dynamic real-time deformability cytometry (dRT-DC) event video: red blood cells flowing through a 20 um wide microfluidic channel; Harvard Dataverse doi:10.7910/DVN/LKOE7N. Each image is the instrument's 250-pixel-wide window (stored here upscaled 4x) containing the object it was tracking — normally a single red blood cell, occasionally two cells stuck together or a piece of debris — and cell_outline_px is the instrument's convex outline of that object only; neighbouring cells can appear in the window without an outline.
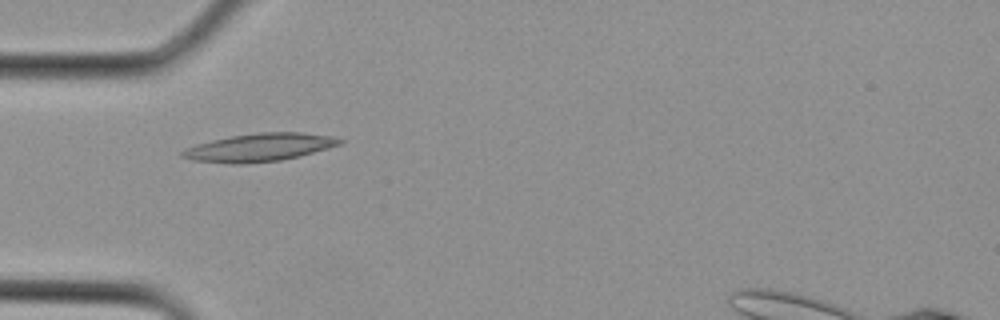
{"species": "Egyptian fruit bat (a non-hibernating species)", "species_latin": "Rousettus aegyptiacus", "temperature_condition": "cold", "stored_images_in_passage": 2, "camera_frame_rate_fps": 3000, "um_per_image_px": 0.085, "animal": {"sex": "female"}, "frame": {"image": 1, "passage_image": 1, "time_ms": 0.0, "image_size_px": [1000, 320], "cell_outline_px": [[344, 144], [280, 160], [248, 164], [232, 164], [192, 160], [180, 156], [180, 152], [184, 148], [196, 144], [228, 136], [260, 132], [300, 132], [332, 136], [344, 140]], "centroid_in_image_um": [22.01, 12.53], "position_along_channel_um": 63.0, "area_um2": 25.78}}